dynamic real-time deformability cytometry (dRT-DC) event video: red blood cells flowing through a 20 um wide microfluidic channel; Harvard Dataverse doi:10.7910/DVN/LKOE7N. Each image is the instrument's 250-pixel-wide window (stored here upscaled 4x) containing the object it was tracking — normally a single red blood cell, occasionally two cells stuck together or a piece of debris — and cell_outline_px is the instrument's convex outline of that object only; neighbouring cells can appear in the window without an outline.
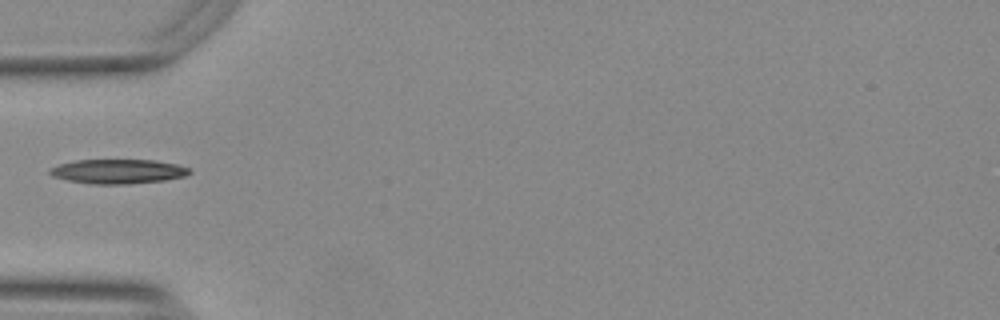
{"species": "Egyptian fruit bat (a non-hibernating species)", "species_latin": "Rousettus aegyptiacus", "temperature_condition": "warm", "stored_images_in_passage": 24, "camera_frame_rate_fps": 3000, "um_per_image_px": 0.085, "animal": {"sex": "female"}, "frame": {"image": 1, "passage_image": 1, "time_ms": 0.0, "image_size_px": [1000, 320], "cell_outline_px": [[192, 172], [184, 176], [164, 180], [128, 184], [92, 184], [68, 180], [52, 176], [48, 172], [48, 168], [60, 164], [76, 160], [156, 160], [176, 164], [188, 168]], "centroid_in_image_um": [10.0, 14.57], "position_along_channel_um": 75.0, "area_um2": 19.83}}